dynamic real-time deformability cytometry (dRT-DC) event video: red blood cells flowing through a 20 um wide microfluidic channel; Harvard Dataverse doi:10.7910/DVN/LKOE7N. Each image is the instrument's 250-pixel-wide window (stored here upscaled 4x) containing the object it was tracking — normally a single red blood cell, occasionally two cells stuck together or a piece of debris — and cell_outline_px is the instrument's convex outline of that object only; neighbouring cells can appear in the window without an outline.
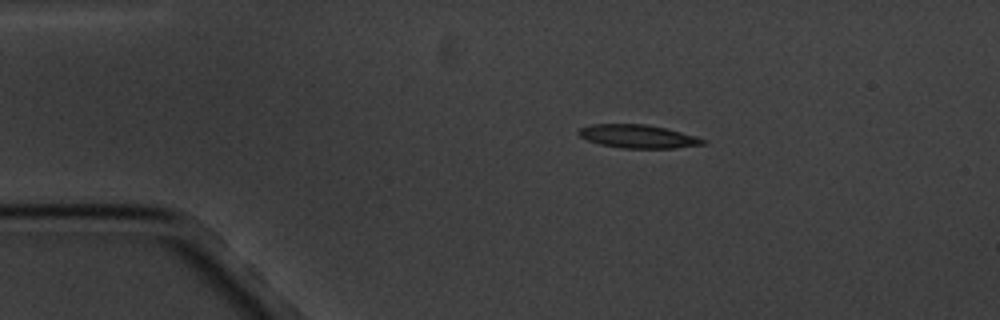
{"species": "common noctule bat (a hibernating species)", "species_latin": "Nyctalus noctula", "temperature_condition": "cold", "stored_images_in_passage": 11, "camera_frame_rate_fps": 3000, "um_per_image_px": 0.085, "animal": {"sex": "male", "body_mass_g": 20.1, "forearm_length_mm": 53.5}, "frame": {"image": 1, "passage_image": 4, "time_ms": 3.333, "image_size_px": [1000, 320], "cell_outline_px": [[708, 140], [704, 144], [676, 148], [624, 148], [600, 144], [588, 140], [580, 136], [576, 132], [580, 128], [592, 124], [644, 124], [664, 128], [696, 136]], "centroid_in_image_um": [54.23, 11.59], "position_along_channel_um": 30.8, "area_um2": 16.76}}
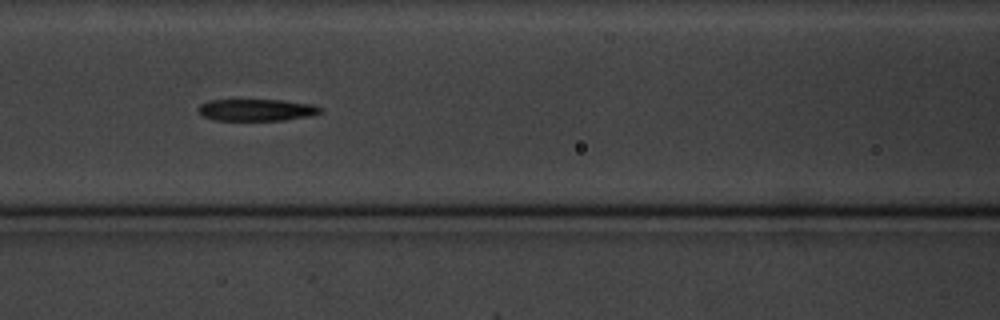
{"frame": {"image": 2, "passage_image": 8, "time_ms": 8.0, "image_size_px": [1000, 320], "cell_outline_px": [[324, 108], [320, 112], [312, 116], [284, 120], [216, 120], [200, 116], [196, 108], [200, 104], [208, 100], [280, 100], [312, 104]], "centroid_in_image_um": [21.78, 9.35], "position_along_channel_um": 144.8, "area_um2": 15.72}}
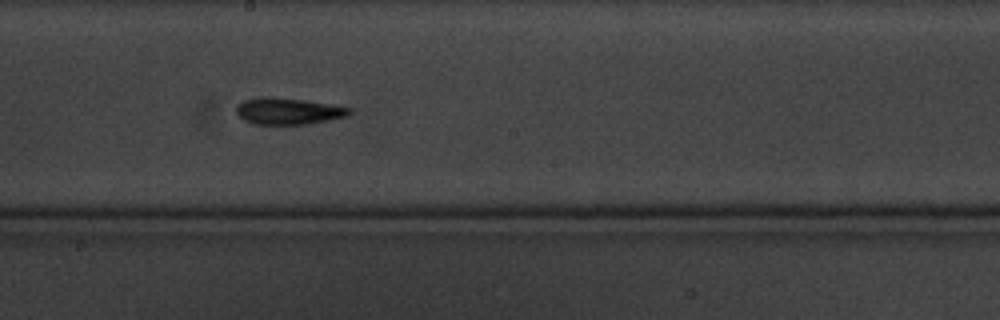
{"frame": {"image": 3, "passage_image": 10, "time_ms": 10.333, "image_size_px": [1000, 320], "cell_outline_px": [[352, 112], [348, 116], [308, 124], [252, 124], [244, 120], [236, 112], [236, 108], [244, 100], [260, 96], [272, 96], [304, 100], [352, 108]], "centroid_in_image_um": [24.49, 9.44], "position_along_channel_um": 223.7, "area_um2": 17.51}}